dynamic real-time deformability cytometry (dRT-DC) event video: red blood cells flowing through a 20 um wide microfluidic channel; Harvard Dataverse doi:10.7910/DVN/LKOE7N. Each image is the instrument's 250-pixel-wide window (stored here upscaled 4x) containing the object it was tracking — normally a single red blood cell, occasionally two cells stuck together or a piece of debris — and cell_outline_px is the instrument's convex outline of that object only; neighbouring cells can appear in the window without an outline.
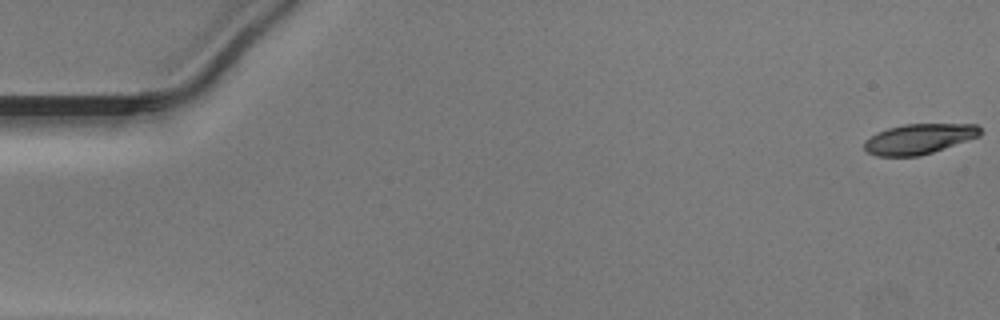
{"species": "Egyptian fruit bat (a non-hibernating species)", "species_latin": "Rousettus aegyptiacus", "temperature_condition": "warm", "stored_images_in_passage": 16, "camera_frame_rate_fps": 3000, "um_per_image_px": 0.085, "animal": {"sex": "male"}, "frame": {"image": 1, "passage_image": 1, "time_ms": 0.0, "image_size_px": [1000, 320], "cell_outline_px": [[980, 136], [920, 156], [876, 156], [868, 152], [864, 148], [864, 140], [888, 128], [904, 124], [976, 124], [980, 128]], "centroid_in_image_um": [78.11, 11.81], "position_along_channel_um": 6.9, "area_um2": 20.17}}
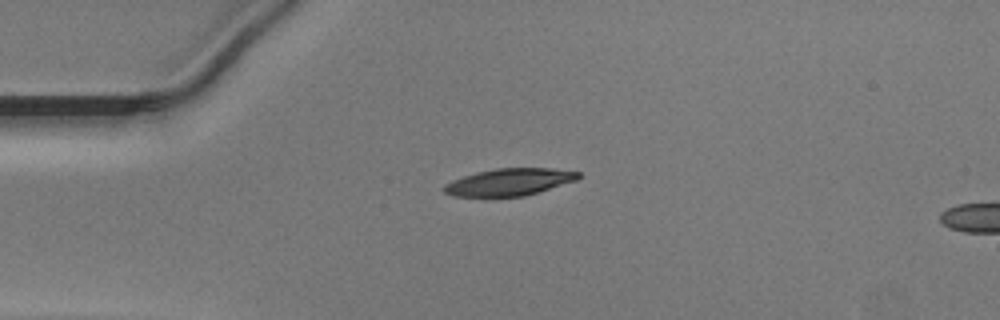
{"frame": {"image": 2, "passage_image": 13, "time_ms": 4.0, "image_size_px": [1000, 320], "cell_outline_px": [[580, 176], [576, 180], [540, 192], [524, 196], [452, 196], [444, 192], [444, 184], [452, 180], [476, 172], [496, 168], [552, 168], [580, 172]], "centroid_in_image_um": [43.3, 15.47], "position_along_channel_um": 41.7, "area_um2": 21.15}}